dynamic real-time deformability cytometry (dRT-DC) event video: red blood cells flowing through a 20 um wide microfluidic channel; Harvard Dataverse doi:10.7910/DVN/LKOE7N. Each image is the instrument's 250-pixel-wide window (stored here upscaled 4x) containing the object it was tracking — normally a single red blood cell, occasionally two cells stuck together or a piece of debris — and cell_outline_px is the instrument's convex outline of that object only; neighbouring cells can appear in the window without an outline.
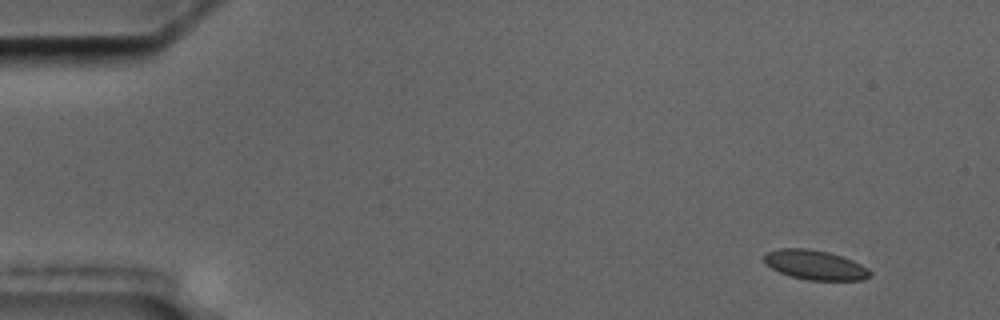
{"species": "common noctule bat (a hibernating species)", "species_latin": "Nyctalus noctula", "temperature_condition": "cold", "stored_images_in_passage": 4, "camera_frame_rate_fps": 3000, "um_per_image_px": 0.085, "animal": {"sex": "male", "body_mass_g": 17.5, "forearm_length_mm": 52.3}, "frame": {"image": 1, "passage_image": 1, "time_ms": 0.0, "image_size_px": [1000, 320], "cell_outline_px": [[872, 276], [864, 280], [808, 280], [792, 276], [780, 272], [764, 264], [764, 252], [776, 248], [804, 248], [828, 252], [852, 260], [868, 268], [872, 272]], "centroid_in_image_um": [69.27, 22.51], "position_along_channel_um": 15.7, "area_um2": 18.32}}
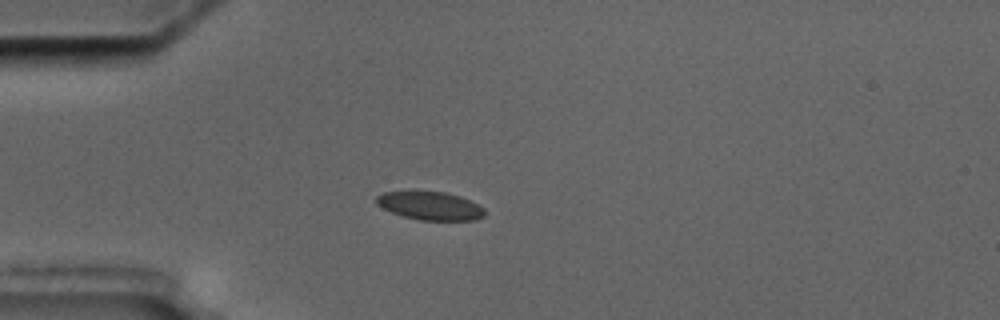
{"frame": {"image": 2, "passage_image": 4, "time_ms": 3.667, "image_size_px": [1000, 320], "cell_outline_px": [[484, 216], [476, 220], [420, 220], [404, 216], [392, 212], [376, 204], [376, 196], [384, 192], [444, 192], [460, 196], [484, 208]], "centroid_in_image_um": [36.57, 17.5], "position_along_channel_um": 48.4, "area_um2": 17.51}}